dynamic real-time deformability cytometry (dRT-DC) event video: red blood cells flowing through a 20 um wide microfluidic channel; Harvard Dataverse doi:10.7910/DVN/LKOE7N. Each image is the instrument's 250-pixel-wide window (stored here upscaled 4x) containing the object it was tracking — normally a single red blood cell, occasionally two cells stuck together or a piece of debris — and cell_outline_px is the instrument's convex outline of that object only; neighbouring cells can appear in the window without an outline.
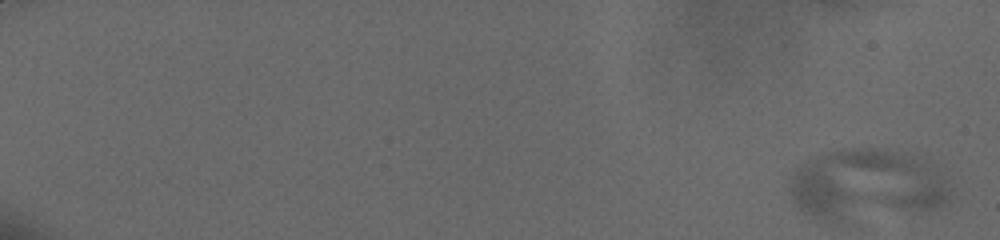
{"species": "human", "species_latin": "Homo sapiens", "temperature_condition": "cold", "stored_images_in_passage": 23, "camera_frame_rate_fps": 3000, "um_per_image_px": 0.085, "donor": {"sex": "male"}, "frame": {"image": 1, "passage_image": 1, "time_ms": 0.0, "image_size_px": [1000, 240], "cell_outline_px": [[952, 188], [944, 204], [936, 208], [840, 220], [824, 220], [800, 212], [792, 204], [788, 188], [788, 184], [792, 168], [824, 152], [836, 148], [876, 148], [904, 152], [924, 156], [948, 180]], "centroid_in_image_um": [73.61, 15.64], "position_along_channel_um": 11.4, "area_um2": 67.34}}